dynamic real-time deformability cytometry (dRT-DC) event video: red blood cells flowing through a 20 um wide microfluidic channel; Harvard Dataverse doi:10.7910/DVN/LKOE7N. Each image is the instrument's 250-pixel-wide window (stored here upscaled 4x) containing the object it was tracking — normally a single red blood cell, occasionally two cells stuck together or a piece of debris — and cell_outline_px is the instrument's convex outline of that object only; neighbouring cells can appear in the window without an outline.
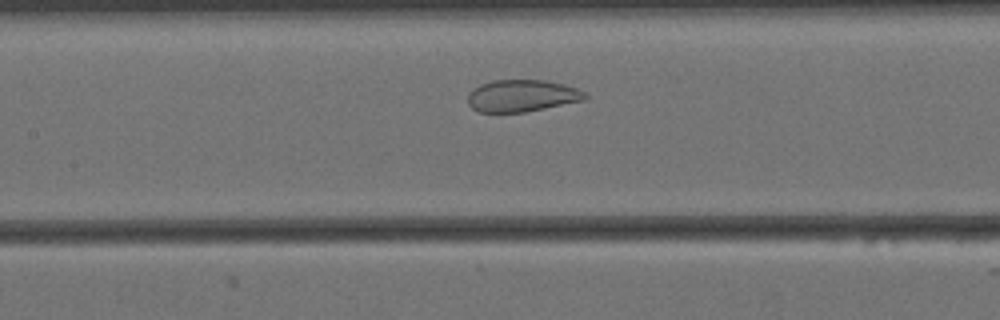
{"species": "Egyptian fruit bat (a non-hibernating species)", "species_latin": "Rousettus aegyptiacus", "temperature_condition": "cold", "stored_images_in_passage": 39, "camera_frame_rate_fps": 3000, "um_per_image_px": 0.085, "animal": {"sex": "female"}, "frame": {"image": 1, "passage_image": 12, "time_ms": 3.667, "image_size_px": [1000, 320], "cell_outline_px": [[588, 96], [584, 100], [524, 112], [480, 112], [472, 108], [468, 104], [468, 92], [472, 88], [480, 84], [492, 80], [544, 80], [564, 84], [588, 92]], "centroid_in_image_um": [44.35, 8.13], "position_along_channel_um": 163.0, "area_um2": 21.96}}
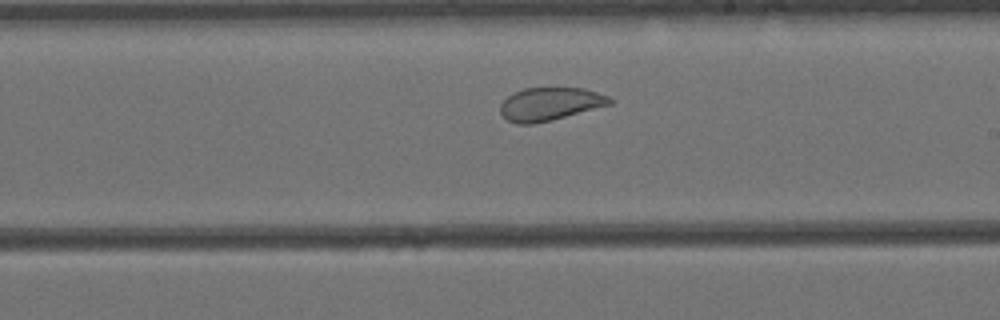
{"frame": {"image": 2, "passage_image": 19, "time_ms": 6.0, "image_size_px": [1000, 320], "cell_outline_px": [[616, 100], [612, 104], [552, 120], [532, 124], [516, 124], [508, 120], [500, 112], [500, 104], [512, 92], [524, 88], [584, 88], [608, 96]], "centroid_in_image_um": [46.76, 8.84], "position_along_channel_um": 242.2, "area_um2": 21.15}}
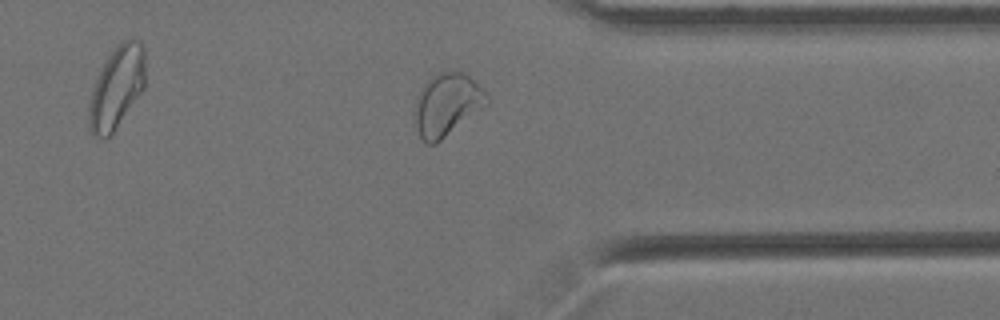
{"frame": {"image": 3, "passage_image": 31, "time_ms": 10.0, "image_size_px": [1000, 320], "cell_outline_px": [[488, 104], [436, 144], [428, 144], [420, 136], [416, 128], [416, 96], [424, 84], [432, 76], [440, 72], [464, 72], [484, 88], [488, 96]], "centroid_in_image_um": [38.02, 8.88], "position_along_channel_um": 373.4, "area_um2": 26.01}, "authors_computed_cell_mechanics": {"area_um2": 23.4668, "velocity_mm_per_s": 3.4154, "shape_relaxation_time_tau1_ms": null, "shape_relaxation_time_tau2_ms": 1.0598, "deformation_change_tau1": null, "deformation_change_tau2": 0.0588}}